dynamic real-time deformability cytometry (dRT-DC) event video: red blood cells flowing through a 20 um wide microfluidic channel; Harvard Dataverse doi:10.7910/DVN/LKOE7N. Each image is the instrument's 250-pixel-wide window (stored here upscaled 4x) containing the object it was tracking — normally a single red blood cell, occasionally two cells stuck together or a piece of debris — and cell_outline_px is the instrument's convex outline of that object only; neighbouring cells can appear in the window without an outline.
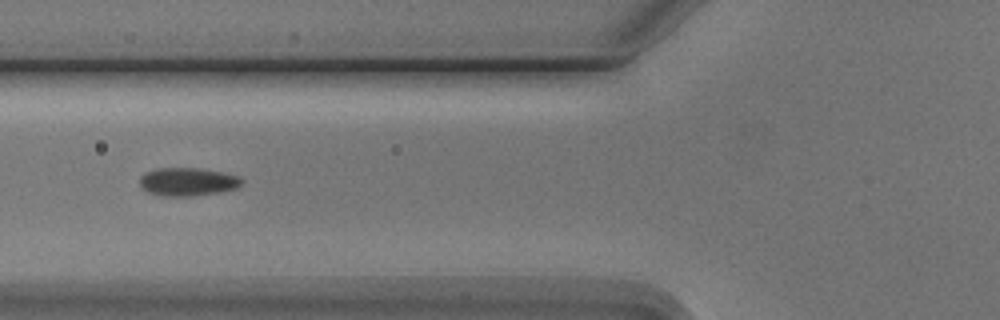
{"species": "Egyptian fruit bat (a non-hibernating species)", "species_latin": "Rousettus aegyptiacus", "temperature_condition": "cold", "stored_images_in_passage": 9, "camera_frame_rate_fps": 3000, "um_per_image_px": 0.085, "animal": {"sex": "male"}, "frame": {"image": 1, "passage_image": 6, "time_ms": 6.667, "image_size_px": [1000, 320], "cell_outline_px": [[244, 184], [240, 188], [220, 192], [196, 196], [164, 196], [148, 192], [140, 188], [140, 176], [144, 172], [156, 168], [200, 168], [224, 172], [240, 176], [244, 180]], "centroid_in_image_um": [16.0, 15.45], "position_along_channel_um": 109.8, "area_um2": 17.28}}
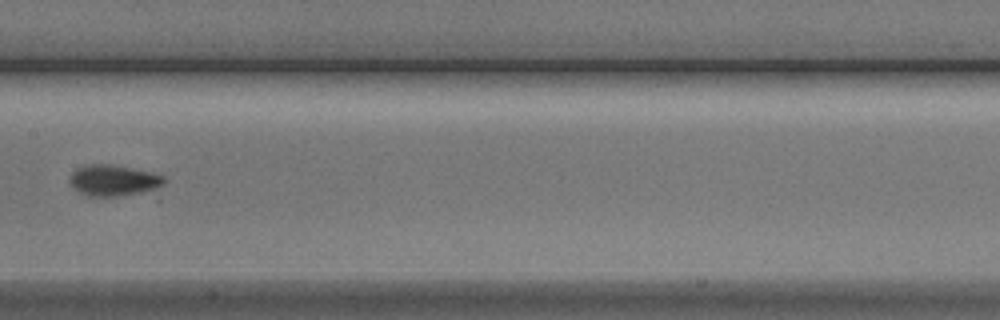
{"frame": {"image": 2, "passage_image": 8, "time_ms": 9.0, "image_size_px": [1000, 320], "cell_outline_px": [[164, 184], [140, 192], [116, 196], [84, 196], [68, 184], [68, 180], [72, 172], [76, 168], [88, 164], [112, 164], [152, 172], [164, 176]], "centroid_in_image_um": [9.55, 15.32], "position_along_channel_um": 197.8, "area_um2": 17.05}}
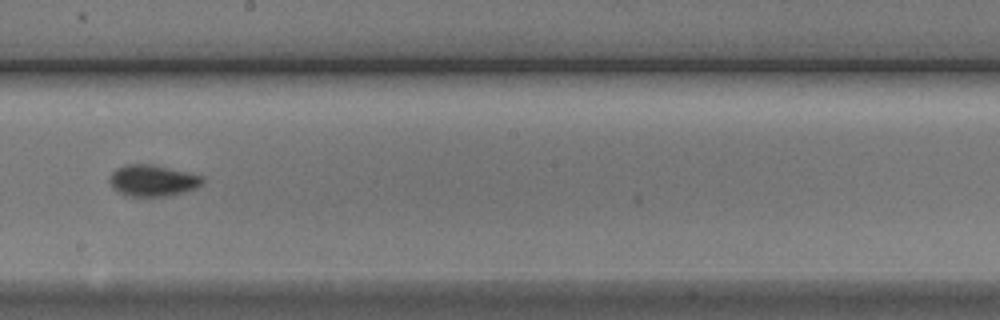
{"frame": {"image": 3, "passage_image": 9, "time_ms": 10.0, "image_size_px": [1000, 320], "cell_outline_px": [[204, 184], [188, 192], [172, 196], [128, 196], [112, 188], [108, 180], [108, 176], [116, 168], [124, 164], [148, 164], [204, 176]], "centroid_in_image_um": [12.98, 15.36], "position_along_channel_um": 235.2, "area_um2": 17.22}}